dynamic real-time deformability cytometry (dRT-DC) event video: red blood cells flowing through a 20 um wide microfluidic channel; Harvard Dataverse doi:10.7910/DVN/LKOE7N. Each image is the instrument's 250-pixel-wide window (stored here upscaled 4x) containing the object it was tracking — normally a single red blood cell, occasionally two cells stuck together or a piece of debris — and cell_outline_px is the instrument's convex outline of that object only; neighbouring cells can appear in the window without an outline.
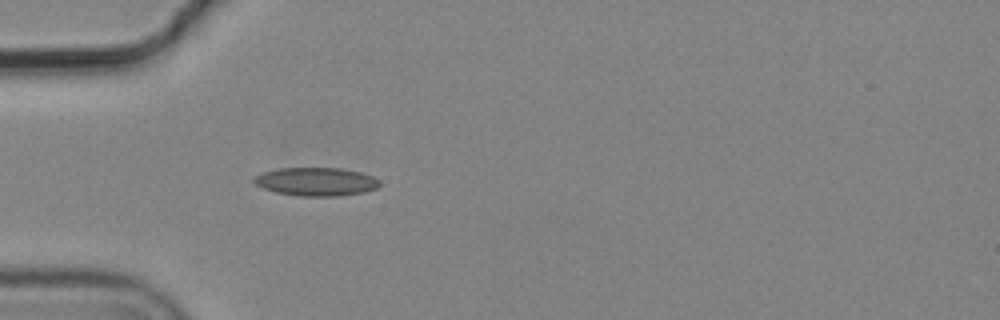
{"species": "common noctule bat (a hibernating species)", "species_latin": "Nyctalus noctula", "temperature_condition": "cold", "stored_images_in_passage": 5, "camera_frame_rate_fps": 3000, "um_per_image_px": 0.085, "animal": {"sex": "male", "body_mass_g": 19.2, "forearm_length_mm": 51.8}, "frame": {"image": 1, "passage_image": 5, "time_ms": 1.333, "image_size_px": [1000, 320], "cell_outline_px": [[380, 184], [376, 188], [364, 192], [340, 196], [300, 196], [276, 192], [264, 188], [256, 184], [252, 180], [252, 176], [260, 172], [280, 168], [340, 168], [360, 172], [372, 176], [380, 180]], "centroid_in_image_um": [26.84, 15.43], "position_along_channel_um": 58.2, "area_um2": 20.87}}